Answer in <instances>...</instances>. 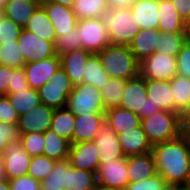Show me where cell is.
Returning a JSON list of instances; mask_svg holds the SVG:
<instances>
[{
	"label": "cell",
	"mask_w": 190,
	"mask_h": 190,
	"mask_svg": "<svg viewBox=\"0 0 190 190\" xmlns=\"http://www.w3.org/2000/svg\"><path fill=\"white\" fill-rule=\"evenodd\" d=\"M157 173L173 190L190 186V137L152 145Z\"/></svg>",
	"instance_id": "6da1fadb"
},
{
	"label": "cell",
	"mask_w": 190,
	"mask_h": 190,
	"mask_svg": "<svg viewBox=\"0 0 190 190\" xmlns=\"http://www.w3.org/2000/svg\"><path fill=\"white\" fill-rule=\"evenodd\" d=\"M104 71L111 78L131 80L139 76V64L128 46L110 45L97 53Z\"/></svg>",
	"instance_id": "7a4b0ae2"
},
{
	"label": "cell",
	"mask_w": 190,
	"mask_h": 190,
	"mask_svg": "<svg viewBox=\"0 0 190 190\" xmlns=\"http://www.w3.org/2000/svg\"><path fill=\"white\" fill-rule=\"evenodd\" d=\"M100 20L108 29L111 45L128 46L140 31L130 8H108Z\"/></svg>",
	"instance_id": "3957f363"
},
{
	"label": "cell",
	"mask_w": 190,
	"mask_h": 190,
	"mask_svg": "<svg viewBox=\"0 0 190 190\" xmlns=\"http://www.w3.org/2000/svg\"><path fill=\"white\" fill-rule=\"evenodd\" d=\"M141 127L152 145L171 141L182 135L179 114L167 110H159L142 119Z\"/></svg>",
	"instance_id": "277c9868"
},
{
	"label": "cell",
	"mask_w": 190,
	"mask_h": 190,
	"mask_svg": "<svg viewBox=\"0 0 190 190\" xmlns=\"http://www.w3.org/2000/svg\"><path fill=\"white\" fill-rule=\"evenodd\" d=\"M66 108L75 116L105 114L106 111L101 91L88 83L74 85L68 96Z\"/></svg>",
	"instance_id": "5b68a950"
},
{
	"label": "cell",
	"mask_w": 190,
	"mask_h": 190,
	"mask_svg": "<svg viewBox=\"0 0 190 190\" xmlns=\"http://www.w3.org/2000/svg\"><path fill=\"white\" fill-rule=\"evenodd\" d=\"M74 85L67 73L59 68L38 91L40 102L54 109L65 108Z\"/></svg>",
	"instance_id": "8992f818"
},
{
	"label": "cell",
	"mask_w": 190,
	"mask_h": 190,
	"mask_svg": "<svg viewBox=\"0 0 190 190\" xmlns=\"http://www.w3.org/2000/svg\"><path fill=\"white\" fill-rule=\"evenodd\" d=\"M139 75L145 79L170 81L178 75L177 58L156 51L140 62Z\"/></svg>",
	"instance_id": "52a82bcc"
},
{
	"label": "cell",
	"mask_w": 190,
	"mask_h": 190,
	"mask_svg": "<svg viewBox=\"0 0 190 190\" xmlns=\"http://www.w3.org/2000/svg\"><path fill=\"white\" fill-rule=\"evenodd\" d=\"M77 35L82 49L97 54L107 46H110L108 29L100 18L83 19L77 23Z\"/></svg>",
	"instance_id": "ba28073f"
},
{
	"label": "cell",
	"mask_w": 190,
	"mask_h": 190,
	"mask_svg": "<svg viewBox=\"0 0 190 190\" xmlns=\"http://www.w3.org/2000/svg\"><path fill=\"white\" fill-rule=\"evenodd\" d=\"M126 158L105 162L96 173L98 188L102 190H126L129 184Z\"/></svg>",
	"instance_id": "9c48e42d"
},
{
	"label": "cell",
	"mask_w": 190,
	"mask_h": 190,
	"mask_svg": "<svg viewBox=\"0 0 190 190\" xmlns=\"http://www.w3.org/2000/svg\"><path fill=\"white\" fill-rule=\"evenodd\" d=\"M17 42L25 63H32L56 56L54 42L45 41L24 28Z\"/></svg>",
	"instance_id": "30bf717a"
},
{
	"label": "cell",
	"mask_w": 190,
	"mask_h": 190,
	"mask_svg": "<svg viewBox=\"0 0 190 190\" xmlns=\"http://www.w3.org/2000/svg\"><path fill=\"white\" fill-rule=\"evenodd\" d=\"M93 141L99 152L100 165L111 160L126 158L117 133L112 129L106 118L101 123V127Z\"/></svg>",
	"instance_id": "8fae6325"
},
{
	"label": "cell",
	"mask_w": 190,
	"mask_h": 190,
	"mask_svg": "<svg viewBox=\"0 0 190 190\" xmlns=\"http://www.w3.org/2000/svg\"><path fill=\"white\" fill-rule=\"evenodd\" d=\"M55 109L42 103L19 116L17 126L20 134L44 133L51 128Z\"/></svg>",
	"instance_id": "7c38bea8"
},
{
	"label": "cell",
	"mask_w": 190,
	"mask_h": 190,
	"mask_svg": "<svg viewBox=\"0 0 190 190\" xmlns=\"http://www.w3.org/2000/svg\"><path fill=\"white\" fill-rule=\"evenodd\" d=\"M7 180L28 174L31 158L24 150L21 141L13 142L2 153Z\"/></svg>",
	"instance_id": "4fadbf2b"
},
{
	"label": "cell",
	"mask_w": 190,
	"mask_h": 190,
	"mask_svg": "<svg viewBox=\"0 0 190 190\" xmlns=\"http://www.w3.org/2000/svg\"><path fill=\"white\" fill-rule=\"evenodd\" d=\"M26 79L30 88L39 90L43 85L49 82L52 75L61 68L59 56H53L44 60L25 63L23 66Z\"/></svg>",
	"instance_id": "5bb4252c"
},
{
	"label": "cell",
	"mask_w": 190,
	"mask_h": 190,
	"mask_svg": "<svg viewBox=\"0 0 190 190\" xmlns=\"http://www.w3.org/2000/svg\"><path fill=\"white\" fill-rule=\"evenodd\" d=\"M146 97V79L139 75L126 81L119 107L138 114L142 120L143 113H145Z\"/></svg>",
	"instance_id": "9a60e30c"
},
{
	"label": "cell",
	"mask_w": 190,
	"mask_h": 190,
	"mask_svg": "<svg viewBox=\"0 0 190 190\" xmlns=\"http://www.w3.org/2000/svg\"><path fill=\"white\" fill-rule=\"evenodd\" d=\"M68 160L72 167L94 173L100 167L99 152L94 141L71 144Z\"/></svg>",
	"instance_id": "2e32d148"
},
{
	"label": "cell",
	"mask_w": 190,
	"mask_h": 190,
	"mask_svg": "<svg viewBox=\"0 0 190 190\" xmlns=\"http://www.w3.org/2000/svg\"><path fill=\"white\" fill-rule=\"evenodd\" d=\"M41 6L51 20L56 36L70 33L72 29L77 27L78 19L72 11V8L54 2H41Z\"/></svg>",
	"instance_id": "e0dca14e"
},
{
	"label": "cell",
	"mask_w": 190,
	"mask_h": 190,
	"mask_svg": "<svg viewBox=\"0 0 190 190\" xmlns=\"http://www.w3.org/2000/svg\"><path fill=\"white\" fill-rule=\"evenodd\" d=\"M117 137L125 157L152 152V144L148 141L141 126L119 133Z\"/></svg>",
	"instance_id": "ac0fdd59"
},
{
	"label": "cell",
	"mask_w": 190,
	"mask_h": 190,
	"mask_svg": "<svg viewBox=\"0 0 190 190\" xmlns=\"http://www.w3.org/2000/svg\"><path fill=\"white\" fill-rule=\"evenodd\" d=\"M130 9L140 29H158L159 0H135Z\"/></svg>",
	"instance_id": "d6986e66"
},
{
	"label": "cell",
	"mask_w": 190,
	"mask_h": 190,
	"mask_svg": "<svg viewBox=\"0 0 190 190\" xmlns=\"http://www.w3.org/2000/svg\"><path fill=\"white\" fill-rule=\"evenodd\" d=\"M91 54L80 48L60 56L61 68L67 73L73 85L83 83L84 65Z\"/></svg>",
	"instance_id": "ffe728a7"
},
{
	"label": "cell",
	"mask_w": 190,
	"mask_h": 190,
	"mask_svg": "<svg viewBox=\"0 0 190 190\" xmlns=\"http://www.w3.org/2000/svg\"><path fill=\"white\" fill-rule=\"evenodd\" d=\"M158 30L163 33L189 31L185 20L177 12L172 0H159Z\"/></svg>",
	"instance_id": "44dd1931"
},
{
	"label": "cell",
	"mask_w": 190,
	"mask_h": 190,
	"mask_svg": "<svg viewBox=\"0 0 190 190\" xmlns=\"http://www.w3.org/2000/svg\"><path fill=\"white\" fill-rule=\"evenodd\" d=\"M146 93L155 107L160 110L175 112L174 97L170 81L146 79Z\"/></svg>",
	"instance_id": "7402d4cb"
},
{
	"label": "cell",
	"mask_w": 190,
	"mask_h": 190,
	"mask_svg": "<svg viewBox=\"0 0 190 190\" xmlns=\"http://www.w3.org/2000/svg\"><path fill=\"white\" fill-rule=\"evenodd\" d=\"M104 119L105 114H86L76 116L73 129V144L93 141Z\"/></svg>",
	"instance_id": "603a6c76"
},
{
	"label": "cell",
	"mask_w": 190,
	"mask_h": 190,
	"mask_svg": "<svg viewBox=\"0 0 190 190\" xmlns=\"http://www.w3.org/2000/svg\"><path fill=\"white\" fill-rule=\"evenodd\" d=\"M129 183L145 180L157 174L152 152L126 157Z\"/></svg>",
	"instance_id": "cb8c5ba5"
},
{
	"label": "cell",
	"mask_w": 190,
	"mask_h": 190,
	"mask_svg": "<svg viewBox=\"0 0 190 190\" xmlns=\"http://www.w3.org/2000/svg\"><path fill=\"white\" fill-rule=\"evenodd\" d=\"M159 34L158 29H140L128 45L130 51L139 62L156 52Z\"/></svg>",
	"instance_id": "d4e9b609"
},
{
	"label": "cell",
	"mask_w": 190,
	"mask_h": 190,
	"mask_svg": "<svg viewBox=\"0 0 190 190\" xmlns=\"http://www.w3.org/2000/svg\"><path fill=\"white\" fill-rule=\"evenodd\" d=\"M40 5V0H8L2 13L24 28Z\"/></svg>",
	"instance_id": "484cf974"
},
{
	"label": "cell",
	"mask_w": 190,
	"mask_h": 190,
	"mask_svg": "<svg viewBox=\"0 0 190 190\" xmlns=\"http://www.w3.org/2000/svg\"><path fill=\"white\" fill-rule=\"evenodd\" d=\"M105 118L117 134L141 126L138 114L120 107L106 110Z\"/></svg>",
	"instance_id": "4316f807"
},
{
	"label": "cell",
	"mask_w": 190,
	"mask_h": 190,
	"mask_svg": "<svg viewBox=\"0 0 190 190\" xmlns=\"http://www.w3.org/2000/svg\"><path fill=\"white\" fill-rule=\"evenodd\" d=\"M24 29L45 41L55 42L56 32L54 26L41 5L32 14Z\"/></svg>",
	"instance_id": "83f0119b"
},
{
	"label": "cell",
	"mask_w": 190,
	"mask_h": 190,
	"mask_svg": "<svg viewBox=\"0 0 190 190\" xmlns=\"http://www.w3.org/2000/svg\"><path fill=\"white\" fill-rule=\"evenodd\" d=\"M45 146L43 155L56 161L68 159L71 143L67 139L48 129L44 132Z\"/></svg>",
	"instance_id": "f1b7e54d"
},
{
	"label": "cell",
	"mask_w": 190,
	"mask_h": 190,
	"mask_svg": "<svg viewBox=\"0 0 190 190\" xmlns=\"http://www.w3.org/2000/svg\"><path fill=\"white\" fill-rule=\"evenodd\" d=\"M110 79L111 76L104 71L98 54L92 53L84 65L83 83L92 84L95 88L101 90Z\"/></svg>",
	"instance_id": "f546056e"
},
{
	"label": "cell",
	"mask_w": 190,
	"mask_h": 190,
	"mask_svg": "<svg viewBox=\"0 0 190 190\" xmlns=\"http://www.w3.org/2000/svg\"><path fill=\"white\" fill-rule=\"evenodd\" d=\"M75 119L76 116L66 107L55 109L50 129L73 144Z\"/></svg>",
	"instance_id": "4dcf8cb0"
},
{
	"label": "cell",
	"mask_w": 190,
	"mask_h": 190,
	"mask_svg": "<svg viewBox=\"0 0 190 190\" xmlns=\"http://www.w3.org/2000/svg\"><path fill=\"white\" fill-rule=\"evenodd\" d=\"M190 39V31L177 33H163L160 32L158 36V45L156 51L160 53L177 56L182 47Z\"/></svg>",
	"instance_id": "1f68e13d"
},
{
	"label": "cell",
	"mask_w": 190,
	"mask_h": 190,
	"mask_svg": "<svg viewBox=\"0 0 190 190\" xmlns=\"http://www.w3.org/2000/svg\"><path fill=\"white\" fill-rule=\"evenodd\" d=\"M96 173L75 167L68 171L67 185L65 190H97Z\"/></svg>",
	"instance_id": "d6a6232c"
},
{
	"label": "cell",
	"mask_w": 190,
	"mask_h": 190,
	"mask_svg": "<svg viewBox=\"0 0 190 190\" xmlns=\"http://www.w3.org/2000/svg\"><path fill=\"white\" fill-rule=\"evenodd\" d=\"M109 8L108 0H75L72 11L78 21L83 19L100 18Z\"/></svg>",
	"instance_id": "836d02e7"
},
{
	"label": "cell",
	"mask_w": 190,
	"mask_h": 190,
	"mask_svg": "<svg viewBox=\"0 0 190 190\" xmlns=\"http://www.w3.org/2000/svg\"><path fill=\"white\" fill-rule=\"evenodd\" d=\"M70 167L68 159L56 161L51 173L41 181V190H64Z\"/></svg>",
	"instance_id": "e575fe53"
},
{
	"label": "cell",
	"mask_w": 190,
	"mask_h": 190,
	"mask_svg": "<svg viewBox=\"0 0 190 190\" xmlns=\"http://www.w3.org/2000/svg\"><path fill=\"white\" fill-rule=\"evenodd\" d=\"M170 84L174 97L175 113L180 114L190 104V78L176 75L170 80Z\"/></svg>",
	"instance_id": "d590c367"
},
{
	"label": "cell",
	"mask_w": 190,
	"mask_h": 190,
	"mask_svg": "<svg viewBox=\"0 0 190 190\" xmlns=\"http://www.w3.org/2000/svg\"><path fill=\"white\" fill-rule=\"evenodd\" d=\"M8 99L15 108L18 116L28 112L34 106L40 104L39 91L29 88L28 90H21L16 93H8Z\"/></svg>",
	"instance_id": "8d00e7d4"
},
{
	"label": "cell",
	"mask_w": 190,
	"mask_h": 190,
	"mask_svg": "<svg viewBox=\"0 0 190 190\" xmlns=\"http://www.w3.org/2000/svg\"><path fill=\"white\" fill-rule=\"evenodd\" d=\"M125 80L111 78L106 82L105 87L101 88V94L105 105V110L119 107L125 88Z\"/></svg>",
	"instance_id": "74e56055"
},
{
	"label": "cell",
	"mask_w": 190,
	"mask_h": 190,
	"mask_svg": "<svg viewBox=\"0 0 190 190\" xmlns=\"http://www.w3.org/2000/svg\"><path fill=\"white\" fill-rule=\"evenodd\" d=\"M0 65L12 68H20L25 65L18 42L0 44Z\"/></svg>",
	"instance_id": "f35d334b"
},
{
	"label": "cell",
	"mask_w": 190,
	"mask_h": 190,
	"mask_svg": "<svg viewBox=\"0 0 190 190\" xmlns=\"http://www.w3.org/2000/svg\"><path fill=\"white\" fill-rule=\"evenodd\" d=\"M56 160L47 156H35L31 158L28 175L34 179L43 181L53 170Z\"/></svg>",
	"instance_id": "ab89813d"
},
{
	"label": "cell",
	"mask_w": 190,
	"mask_h": 190,
	"mask_svg": "<svg viewBox=\"0 0 190 190\" xmlns=\"http://www.w3.org/2000/svg\"><path fill=\"white\" fill-rule=\"evenodd\" d=\"M54 47L55 54L59 57L70 51L82 48V43L79 42L77 35V27L75 29H72L70 33L56 36Z\"/></svg>",
	"instance_id": "60d3db41"
},
{
	"label": "cell",
	"mask_w": 190,
	"mask_h": 190,
	"mask_svg": "<svg viewBox=\"0 0 190 190\" xmlns=\"http://www.w3.org/2000/svg\"><path fill=\"white\" fill-rule=\"evenodd\" d=\"M20 141L24 150L30 157L43 155L45 146L44 133H27L21 134Z\"/></svg>",
	"instance_id": "b9f144b4"
},
{
	"label": "cell",
	"mask_w": 190,
	"mask_h": 190,
	"mask_svg": "<svg viewBox=\"0 0 190 190\" xmlns=\"http://www.w3.org/2000/svg\"><path fill=\"white\" fill-rule=\"evenodd\" d=\"M22 29L21 26L3 15L0 19V44L17 42Z\"/></svg>",
	"instance_id": "7bdbcfd3"
},
{
	"label": "cell",
	"mask_w": 190,
	"mask_h": 190,
	"mask_svg": "<svg viewBox=\"0 0 190 190\" xmlns=\"http://www.w3.org/2000/svg\"><path fill=\"white\" fill-rule=\"evenodd\" d=\"M126 190H173L160 174H156L145 180L129 183Z\"/></svg>",
	"instance_id": "ee69618b"
},
{
	"label": "cell",
	"mask_w": 190,
	"mask_h": 190,
	"mask_svg": "<svg viewBox=\"0 0 190 190\" xmlns=\"http://www.w3.org/2000/svg\"><path fill=\"white\" fill-rule=\"evenodd\" d=\"M20 137L17 124L0 122V156L7 145L19 141Z\"/></svg>",
	"instance_id": "f6af8a7d"
},
{
	"label": "cell",
	"mask_w": 190,
	"mask_h": 190,
	"mask_svg": "<svg viewBox=\"0 0 190 190\" xmlns=\"http://www.w3.org/2000/svg\"><path fill=\"white\" fill-rule=\"evenodd\" d=\"M18 114L15 108L12 106L7 95L0 96V122L3 123H18Z\"/></svg>",
	"instance_id": "bcb514c9"
},
{
	"label": "cell",
	"mask_w": 190,
	"mask_h": 190,
	"mask_svg": "<svg viewBox=\"0 0 190 190\" xmlns=\"http://www.w3.org/2000/svg\"><path fill=\"white\" fill-rule=\"evenodd\" d=\"M178 75L190 78V39L176 56Z\"/></svg>",
	"instance_id": "7dc6e473"
},
{
	"label": "cell",
	"mask_w": 190,
	"mask_h": 190,
	"mask_svg": "<svg viewBox=\"0 0 190 190\" xmlns=\"http://www.w3.org/2000/svg\"><path fill=\"white\" fill-rule=\"evenodd\" d=\"M8 182L11 190H41V181L28 174L8 180Z\"/></svg>",
	"instance_id": "c3c4849f"
},
{
	"label": "cell",
	"mask_w": 190,
	"mask_h": 190,
	"mask_svg": "<svg viewBox=\"0 0 190 190\" xmlns=\"http://www.w3.org/2000/svg\"><path fill=\"white\" fill-rule=\"evenodd\" d=\"M29 88L24 68H16L9 83L8 93H16L21 90H28Z\"/></svg>",
	"instance_id": "681fc988"
},
{
	"label": "cell",
	"mask_w": 190,
	"mask_h": 190,
	"mask_svg": "<svg viewBox=\"0 0 190 190\" xmlns=\"http://www.w3.org/2000/svg\"><path fill=\"white\" fill-rule=\"evenodd\" d=\"M16 68L0 65V96L8 94L9 83Z\"/></svg>",
	"instance_id": "f907efd6"
},
{
	"label": "cell",
	"mask_w": 190,
	"mask_h": 190,
	"mask_svg": "<svg viewBox=\"0 0 190 190\" xmlns=\"http://www.w3.org/2000/svg\"><path fill=\"white\" fill-rule=\"evenodd\" d=\"M179 121L181 134L190 137V104L179 114Z\"/></svg>",
	"instance_id": "816d5d0a"
},
{
	"label": "cell",
	"mask_w": 190,
	"mask_h": 190,
	"mask_svg": "<svg viewBox=\"0 0 190 190\" xmlns=\"http://www.w3.org/2000/svg\"><path fill=\"white\" fill-rule=\"evenodd\" d=\"M179 15L185 20L190 17V0H172Z\"/></svg>",
	"instance_id": "f5cc1de1"
},
{
	"label": "cell",
	"mask_w": 190,
	"mask_h": 190,
	"mask_svg": "<svg viewBox=\"0 0 190 190\" xmlns=\"http://www.w3.org/2000/svg\"><path fill=\"white\" fill-rule=\"evenodd\" d=\"M135 0H108L109 8H130Z\"/></svg>",
	"instance_id": "db71d44e"
},
{
	"label": "cell",
	"mask_w": 190,
	"mask_h": 190,
	"mask_svg": "<svg viewBox=\"0 0 190 190\" xmlns=\"http://www.w3.org/2000/svg\"><path fill=\"white\" fill-rule=\"evenodd\" d=\"M160 110L159 107H155V105L151 102V98L146 97V105H145V113H143V119L149 115H152Z\"/></svg>",
	"instance_id": "11a10c76"
},
{
	"label": "cell",
	"mask_w": 190,
	"mask_h": 190,
	"mask_svg": "<svg viewBox=\"0 0 190 190\" xmlns=\"http://www.w3.org/2000/svg\"><path fill=\"white\" fill-rule=\"evenodd\" d=\"M75 0H40V2H54L72 8Z\"/></svg>",
	"instance_id": "9f6ffc18"
},
{
	"label": "cell",
	"mask_w": 190,
	"mask_h": 190,
	"mask_svg": "<svg viewBox=\"0 0 190 190\" xmlns=\"http://www.w3.org/2000/svg\"><path fill=\"white\" fill-rule=\"evenodd\" d=\"M7 180L4 169V162L2 156H0V181Z\"/></svg>",
	"instance_id": "6f0895ef"
},
{
	"label": "cell",
	"mask_w": 190,
	"mask_h": 190,
	"mask_svg": "<svg viewBox=\"0 0 190 190\" xmlns=\"http://www.w3.org/2000/svg\"><path fill=\"white\" fill-rule=\"evenodd\" d=\"M0 190H11L8 180L0 181Z\"/></svg>",
	"instance_id": "680465c9"
},
{
	"label": "cell",
	"mask_w": 190,
	"mask_h": 190,
	"mask_svg": "<svg viewBox=\"0 0 190 190\" xmlns=\"http://www.w3.org/2000/svg\"><path fill=\"white\" fill-rule=\"evenodd\" d=\"M8 0H0V10L3 11Z\"/></svg>",
	"instance_id": "91938a15"
},
{
	"label": "cell",
	"mask_w": 190,
	"mask_h": 190,
	"mask_svg": "<svg viewBox=\"0 0 190 190\" xmlns=\"http://www.w3.org/2000/svg\"><path fill=\"white\" fill-rule=\"evenodd\" d=\"M186 25H187V29L190 31V17H189V19L186 21Z\"/></svg>",
	"instance_id": "94428289"
},
{
	"label": "cell",
	"mask_w": 190,
	"mask_h": 190,
	"mask_svg": "<svg viewBox=\"0 0 190 190\" xmlns=\"http://www.w3.org/2000/svg\"><path fill=\"white\" fill-rule=\"evenodd\" d=\"M2 16H3V13H2V11L0 10V19H1Z\"/></svg>",
	"instance_id": "6125c7cd"
}]
</instances>
